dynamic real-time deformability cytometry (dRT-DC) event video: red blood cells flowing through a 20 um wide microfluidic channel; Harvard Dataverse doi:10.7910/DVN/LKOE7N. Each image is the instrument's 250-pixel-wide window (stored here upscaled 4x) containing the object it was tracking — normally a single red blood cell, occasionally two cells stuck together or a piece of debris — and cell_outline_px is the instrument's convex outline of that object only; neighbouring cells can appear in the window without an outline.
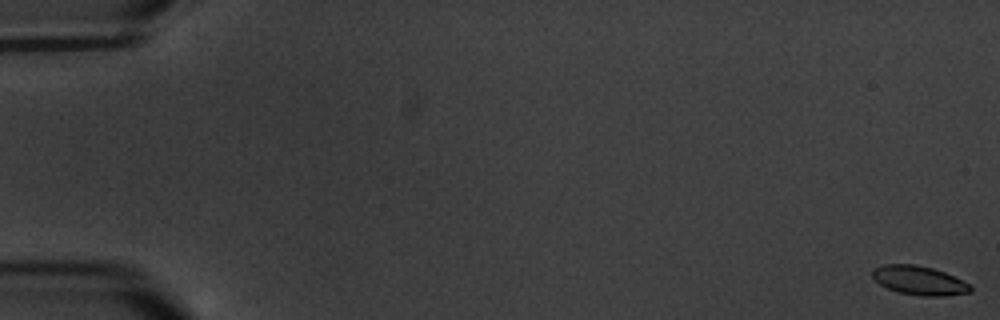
{"species": "common noctule bat (a hibernating species)", "species_latin": "Nyctalus noctula", "temperature_condition": "warm", "stored_images_in_passage": 19, "camera_frame_rate_fps": 3000, "um_per_image_px": 0.085, "animal": {"sex": "male", "body_mass_g": 20.1, "forearm_length_mm": 53.5}, "frame": {"image": 1, "passage_image": 1, "time_ms": 0.0, "image_size_px": [1000, 320], "cell_outline_px": [[972, 292], [944, 296], [920, 296], [900, 292], [888, 288], [880, 284], [872, 276], [872, 272], [876, 268], [884, 264], [916, 264], [932, 268], [944, 272], [972, 284]], "centroid_in_image_um": [78.18, 23.84], "position_along_channel_um": 6.8, "area_um2": 16.53}}
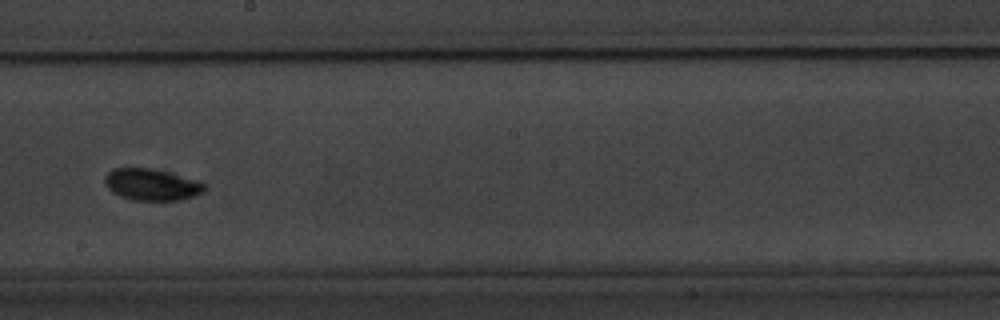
{"frame": {"image": 2, "passage_image": 11, "time_ms": 11.667, "image_size_px": [1000, 320], "cell_outline_px": [[208, 184], [204, 192], [196, 196], [180, 200], [132, 200], [120, 196], [112, 192], [104, 184], [104, 176], [112, 168], [148, 168], [200, 180]], "centroid_in_image_um": [12.92, 15.7], "position_along_channel_um": 235.3, "area_um2": 18.61}}
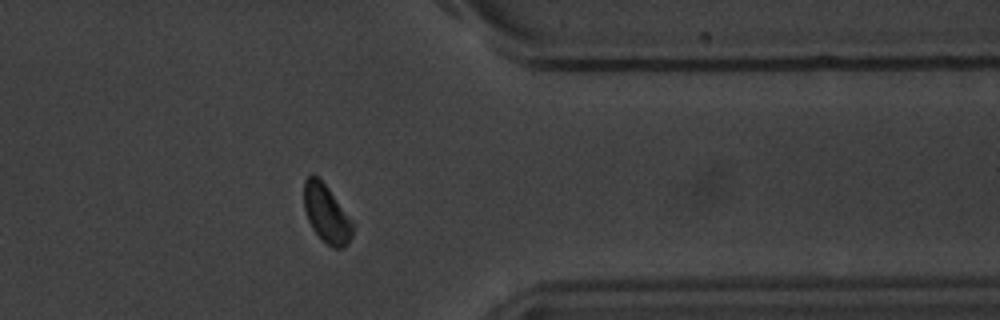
{"frame": {"image": 3, "passage_image": 15, "time_ms": 16.333, "image_size_px": [1000, 320], "cell_outline_px": [[356, 224], [352, 236], [348, 244], [344, 248], [332, 248], [312, 228], [308, 220], [304, 208], [304, 180], [312, 172], [328, 188]], "centroid_in_image_um": [27.79, 18.17], "position_along_channel_um": 383.6, "area_um2": 16.59}, "authors_computed_cell_mechanics": {"area_um2": 17.2822, "velocity_mm_per_s": 3.3731, "shape_relaxation_time_tau1_ms": 3.1777, "shape_relaxation_time_tau2_ms": 1.4158, "deformation_change_tau1": 0.0934, "deformation_change_tau2": 0.0581}}